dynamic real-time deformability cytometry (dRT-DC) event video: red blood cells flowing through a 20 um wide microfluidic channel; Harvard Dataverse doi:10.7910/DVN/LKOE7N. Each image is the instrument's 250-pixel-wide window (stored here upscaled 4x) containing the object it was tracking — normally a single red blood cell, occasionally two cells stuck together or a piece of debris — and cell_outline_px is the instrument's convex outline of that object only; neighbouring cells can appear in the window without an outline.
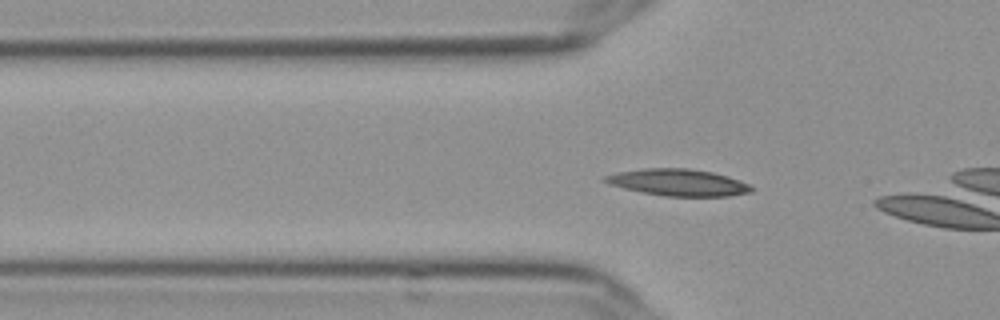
{"species": "Egyptian fruit bat (a non-hibernating species)", "species_latin": "Rousettus aegyptiacus", "temperature_condition": "cold", "stored_images_in_passage": 10, "camera_frame_rate_fps": 3000, "um_per_image_px": 0.085, "frame": {"image": 1, "passage_image": 4, "time_ms": 1.0, "image_size_px": [1000, 320], "cell_outline_px": [[752, 192], [728, 196], [664, 196], [640, 192], [608, 184], [600, 180], [604, 176], [620, 172], [644, 168], [688, 168], [712, 172], [728, 176], [748, 184], [752, 188]], "centroid_in_image_um": [57.61, 15.51], "position_along_channel_um": 68.2, "area_um2": 22.77}}
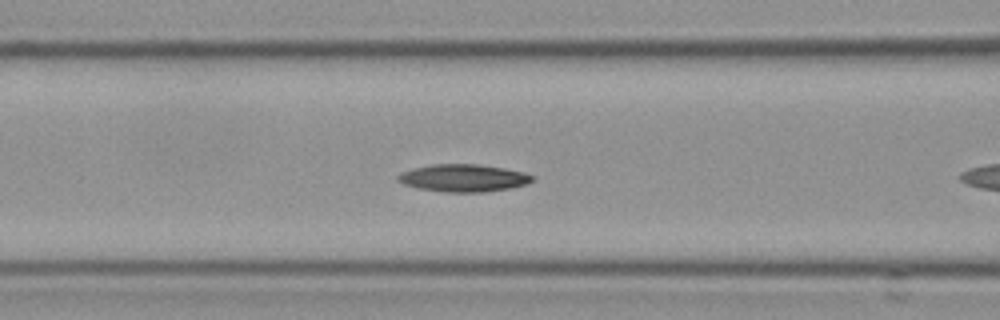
{"frame": {"image": 2, "passage_image": 9, "time_ms": 2.667, "image_size_px": [1000, 320], "cell_outline_px": [[532, 180], [528, 184], [512, 188], [484, 192], [444, 192], [416, 188], [404, 184], [396, 180], [396, 176], [404, 172], [416, 168], [432, 164], [476, 164], [504, 168], [524, 172], [532, 176]], "centroid_in_image_um": [39.39, 15.14], "position_along_channel_um": 127.2, "area_um2": 21.44}}